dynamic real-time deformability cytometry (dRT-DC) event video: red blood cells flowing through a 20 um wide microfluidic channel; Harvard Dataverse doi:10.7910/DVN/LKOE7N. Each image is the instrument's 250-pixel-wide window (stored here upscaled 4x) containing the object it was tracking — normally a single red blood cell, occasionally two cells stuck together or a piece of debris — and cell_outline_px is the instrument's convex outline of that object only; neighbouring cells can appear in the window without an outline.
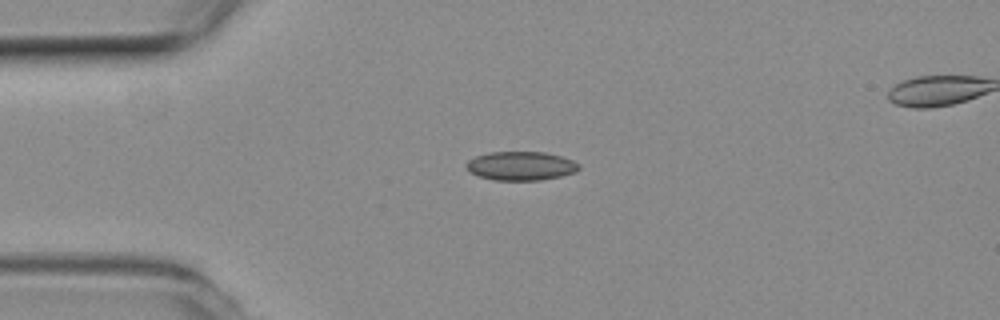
{"species": "common noctule bat (a hibernating species)", "species_latin": "Nyctalus noctula", "temperature_condition": "room temperature", "stored_images_in_passage": 5, "camera_frame_rate_fps": 3000, "um_per_image_px": 0.085, "animal": {"sex": "female", "body_mass_g": 19.3, "forearm_length_mm": 54.1}, "frame": {"image": 1, "passage_image": 1, "time_ms": 0.0, "image_size_px": [1000, 320], "cell_outline_px": [[580, 168], [576, 172], [560, 176], [540, 180], [496, 180], [480, 176], [468, 172], [464, 164], [468, 160], [476, 156], [488, 152], [544, 152], [560, 156], [572, 160], [580, 164]], "centroid_in_image_um": [44.25, 14.1], "position_along_channel_um": 40.7, "area_um2": 18.96}}
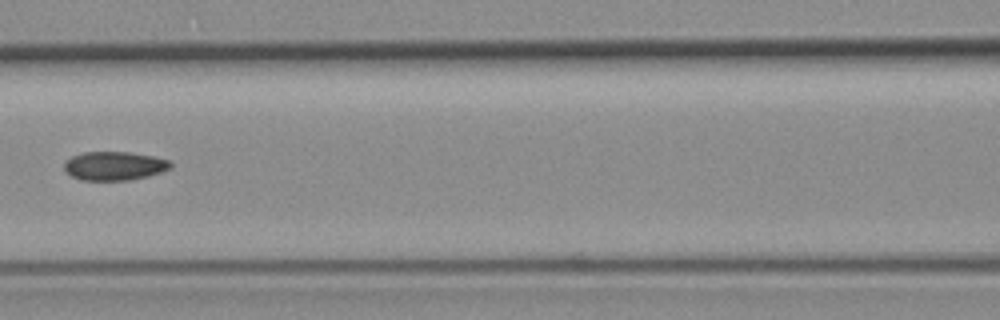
{"frame": {"image": 2, "passage_image": 4, "time_ms": 1.0, "image_size_px": [1000, 320], "cell_outline_px": [[172, 168], [148, 176], [128, 180], [80, 180], [64, 172], [64, 164], [72, 156], [84, 152], [128, 152], [152, 156], [168, 160], [172, 164]], "centroid_in_image_um": [9.7, 14.1], "position_along_channel_um": 156.9, "area_um2": 17.74}}
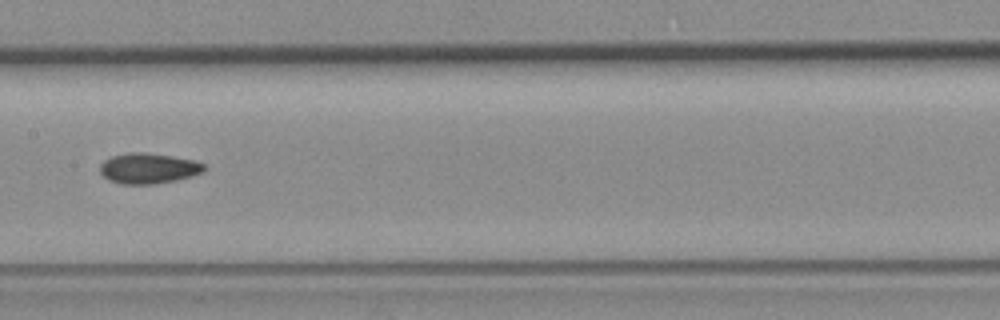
{"frame": {"image": 3, "passage_image": 5, "time_ms": 1.333, "image_size_px": [1000, 320], "cell_outline_px": [[204, 172], [192, 176], [176, 180], [152, 184], [120, 184], [108, 180], [100, 172], [100, 164], [104, 160], [112, 156], [128, 152], [144, 152], [172, 156], [192, 160], [204, 164]], "centroid_in_image_um": [12.59, 14.31], "position_along_channel_um": 194.8, "area_um2": 18.5}}